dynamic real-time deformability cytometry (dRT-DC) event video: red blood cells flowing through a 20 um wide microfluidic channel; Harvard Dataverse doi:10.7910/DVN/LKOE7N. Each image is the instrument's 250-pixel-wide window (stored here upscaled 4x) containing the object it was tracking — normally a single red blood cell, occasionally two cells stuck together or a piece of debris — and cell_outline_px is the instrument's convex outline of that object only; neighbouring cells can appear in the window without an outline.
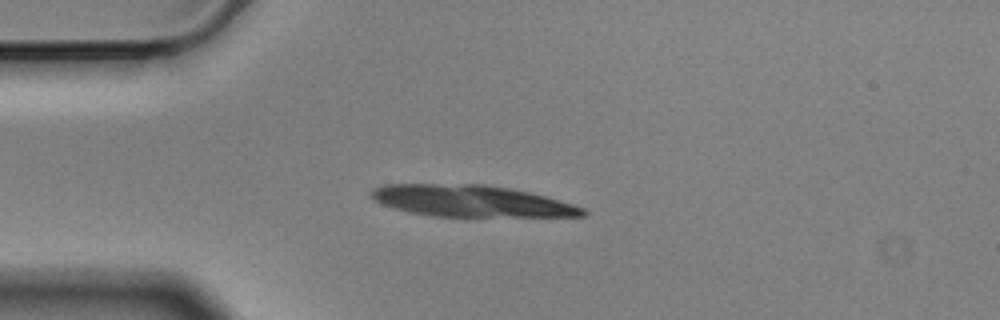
{"species": "Egyptian fruit bat (a non-hibernating species)", "species_latin": "Rousettus aegyptiacus", "temperature_condition": "cold", "stored_images_in_passage": 9, "segment_of_instrument_passage": [1, 2], "camera_frame_rate_fps": 3000, "um_per_image_px": 0.085, "animal": {"sex": "male"}, "frame": {"image": 1, "passage_image": 2, "time_ms": 0.333, "image_size_px": [1000, 320], "cell_outline_px": [[588, 212], [584, 216], [432, 216], [408, 212], [384, 204], [376, 200], [372, 196], [372, 188], [384, 184], [484, 184], [508, 188], [528, 192], [544, 196], [572, 204], [584, 208]], "centroid_in_image_um": [40.05, 17.08], "position_along_channel_um": 45.0, "area_um2": 38.38}}